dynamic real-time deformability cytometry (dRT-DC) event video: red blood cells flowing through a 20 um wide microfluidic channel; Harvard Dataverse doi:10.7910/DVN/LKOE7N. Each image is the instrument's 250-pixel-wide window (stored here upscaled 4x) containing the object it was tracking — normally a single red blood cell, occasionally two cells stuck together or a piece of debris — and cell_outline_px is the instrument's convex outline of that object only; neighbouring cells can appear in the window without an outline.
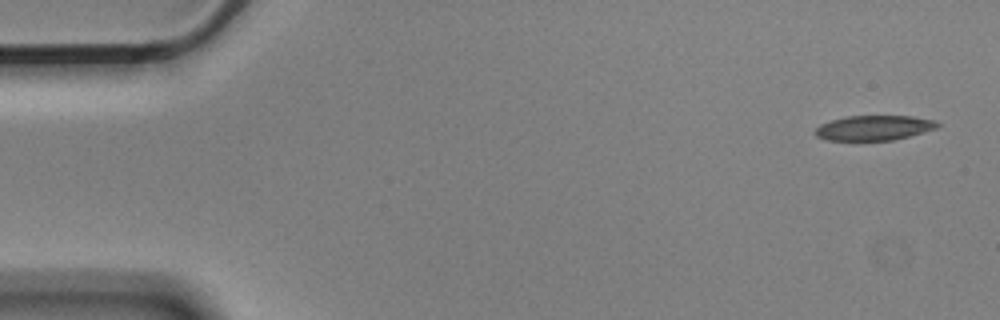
{"species": "Egyptian fruit bat (a non-hibernating species)", "species_latin": "Rousettus aegyptiacus", "temperature_condition": "cold", "stored_images_in_passage": 5, "camera_frame_rate_fps": 3000, "um_per_image_px": 0.085, "animal": {"sex": "male"}, "frame": {"image": 1, "passage_image": 1, "time_ms": 0.0, "image_size_px": [1000, 320], "cell_outline_px": [[940, 124], [936, 128], [908, 136], [892, 140], [828, 140], [816, 136], [816, 128], [820, 124], [832, 120], [848, 116], [912, 116], [936, 120]], "centroid_in_image_um": [74.3, 10.86], "position_along_channel_um": 10.7, "area_um2": 17.51}}
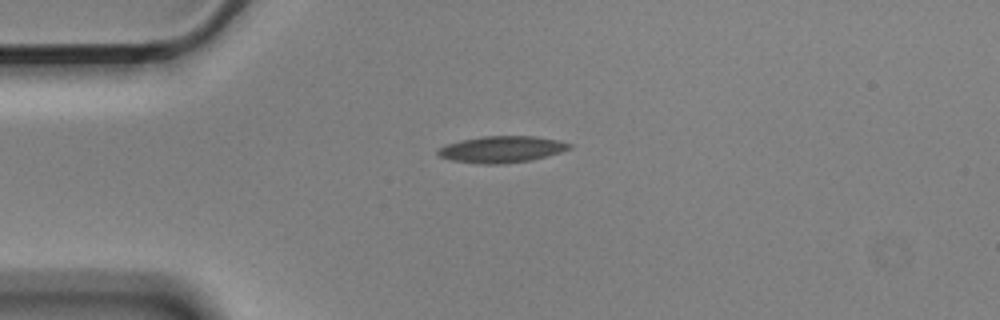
{"frame": {"image": 2, "passage_image": 4, "time_ms": 1.0, "image_size_px": [1000, 320], "cell_outline_px": [[572, 148], [560, 152], [532, 160], [504, 164], [480, 164], [452, 160], [440, 156], [436, 152], [440, 148], [448, 144], [460, 140], [484, 136], [536, 136], [560, 140], [572, 144]], "centroid_in_image_um": [42.69, 12.69], "position_along_channel_um": 42.3, "area_um2": 20.35}}